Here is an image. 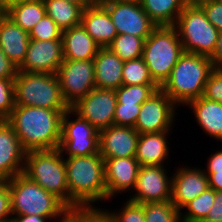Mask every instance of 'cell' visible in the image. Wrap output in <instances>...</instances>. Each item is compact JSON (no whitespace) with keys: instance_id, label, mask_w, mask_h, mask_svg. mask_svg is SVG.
<instances>
[{"instance_id":"681fc988","label":"cell","mask_w":222,"mask_h":222,"mask_svg":"<svg viewBox=\"0 0 222 222\" xmlns=\"http://www.w3.org/2000/svg\"><path fill=\"white\" fill-rule=\"evenodd\" d=\"M91 5H103L107 2L113 1V0H89Z\"/></svg>"},{"instance_id":"5b68a950","label":"cell","mask_w":222,"mask_h":222,"mask_svg":"<svg viewBox=\"0 0 222 222\" xmlns=\"http://www.w3.org/2000/svg\"><path fill=\"white\" fill-rule=\"evenodd\" d=\"M179 38L174 26H157L144 41L142 59L159 88L169 79L173 67L184 53Z\"/></svg>"},{"instance_id":"60d3db41","label":"cell","mask_w":222,"mask_h":222,"mask_svg":"<svg viewBox=\"0 0 222 222\" xmlns=\"http://www.w3.org/2000/svg\"><path fill=\"white\" fill-rule=\"evenodd\" d=\"M11 213V192L7 181H0V221L9 220ZM10 217V218H9Z\"/></svg>"},{"instance_id":"83f0119b","label":"cell","mask_w":222,"mask_h":222,"mask_svg":"<svg viewBox=\"0 0 222 222\" xmlns=\"http://www.w3.org/2000/svg\"><path fill=\"white\" fill-rule=\"evenodd\" d=\"M46 15L50 16L62 30L81 24L84 8L66 0H43Z\"/></svg>"},{"instance_id":"f1b7e54d","label":"cell","mask_w":222,"mask_h":222,"mask_svg":"<svg viewBox=\"0 0 222 222\" xmlns=\"http://www.w3.org/2000/svg\"><path fill=\"white\" fill-rule=\"evenodd\" d=\"M144 39L130 34H117L108 48L121 60L127 61L142 57Z\"/></svg>"},{"instance_id":"f546056e","label":"cell","mask_w":222,"mask_h":222,"mask_svg":"<svg viewBox=\"0 0 222 222\" xmlns=\"http://www.w3.org/2000/svg\"><path fill=\"white\" fill-rule=\"evenodd\" d=\"M215 193L214 189L208 187L198 197L188 202L184 206L188 213L181 215V222H202L214 204Z\"/></svg>"},{"instance_id":"ba28073f","label":"cell","mask_w":222,"mask_h":222,"mask_svg":"<svg viewBox=\"0 0 222 222\" xmlns=\"http://www.w3.org/2000/svg\"><path fill=\"white\" fill-rule=\"evenodd\" d=\"M184 52L212 57L215 53L219 30L207 19L197 3H187L174 25Z\"/></svg>"},{"instance_id":"52a82bcc","label":"cell","mask_w":222,"mask_h":222,"mask_svg":"<svg viewBox=\"0 0 222 222\" xmlns=\"http://www.w3.org/2000/svg\"><path fill=\"white\" fill-rule=\"evenodd\" d=\"M62 156L59 148L28 151L23 173L69 207L66 166Z\"/></svg>"},{"instance_id":"9a60e30c","label":"cell","mask_w":222,"mask_h":222,"mask_svg":"<svg viewBox=\"0 0 222 222\" xmlns=\"http://www.w3.org/2000/svg\"><path fill=\"white\" fill-rule=\"evenodd\" d=\"M64 60L62 39H30L26 57L18 71L29 73H57Z\"/></svg>"},{"instance_id":"7402d4cb","label":"cell","mask_w":222,"mask_h":222,"mask_svg":"<svg viewBox=\"0 0 222 222\" xmlns=\"http://www.w3.org/2000/svg\"><path fill=\"white\" fill-rule=\"evenodd\" d=\"M93 61L97 88L116 90L122 85V70L125 61L108 47L100 48Z\"/></svg>"},{"instance_id":"f5cc1de1","label":"cell","mask_w":222,"mask_h":222,"mask_svg":"<svg viewBox=\"0 0 222 222\" xmlns=\"http://www.w3.org/2000/svg\"><path fill=\"white\" fill-rule=\"evenodd\" d=\"M0 222H14L13 218L9 219V220H4V221H0Z\"/></svg>"},{"instance_id":"1f68e13d","label":"cell","mask_w":222,"mask_h":222,"mask_svg":"<svg viewBox=\"0 0 222 222\" xmlns=\"http://www.w3.org/2000/svg\"><path fill=\"white\" fill-rule=\"evenodd\" d=\"M155 84L142 57L127 60L122 70V85Z\"/></svg>"},{"instance_id":"7dc6e473","label":"cell","mask_w":222,"mask_h":222,"mask_svg":"<svg viewBox=\"0 0 222 222\" xmlns=\"http://www.w3.org/2000/svg\"><path fill=\"white\" fill-rule=\"evenodd\" d=\"M12 218L14 222H46V219H52V217H41L39 215H16Z\"/></svg>"},{"instance_id":"d6a6232c","label":"cell","mask_w":222,"mask_h":222,"mask_svg":"<svg viewBox=\"0 0 222 222\" xmlns=\"http://www.w3.org/2000/svg\"><path fill=\"white\" fill-rule=\"evenodd\" d=\"M158 89L156 84L121 85L115 90L117 103L142 104Z\"/></svg>"},{"instance_id":"bcb514c9","label":"cell","mask_w":222,"mask_h":222,"mask_svg":"<svg viewBox=\"0 0 222 222\" xmlns=\"http://www.w3.org/2000/svg\"><path fill=\"white\" fill-rule=\"evenodd\" d=\"M215 69L222 71V31L219 32L214 55L211 57Z\"/></svg>"},{"instance_id":"7a4b0ae2","label":"cell","mask_w":222,"mask_h":222,"mask_svg":"<svg viewBox=\"0 0 222 222\" xmlns=\"http://www.w3.org/2000/svg\"><path fill=\"white\" fill-rule=\"evenodd\" d=\"M65 166L69 207L89 206L97 200L108 199L104 159L99 153L67 157Z\"/></svg>"},{"instance_id":"2e32d148","label":"cell","mask_w":222,"mask_h":222,"mask_svg":"<svg viewBox=\"0 0 222 222\" xmlns=\"http://www.w3.org/2000/svg\"><path fill=\"white\" fill-rule=\"evenodd\" d=\"M26 153L13 127L6 120H0V181L23 173Z\"/></svg>"},{"instance_id":"ee69618b","label":"cell","mask_w":222,"mask_h":222,"mask_svg":"<svg viewBox=\"0 0 222 222\" xmlns=\"http://www.w3.org/2000/svg\"><path fill=\"white\" fill-rule=\"evenodd\" d=\"M207 172H222V150L210 157L208 160Z\"/></svg>"},{"instance_id":"ab89813d","label":"cell","mask_w":222,"mask_h":222,"mask_svg":"<svg viewBox=\"0 0 222 222\" xmlns=\"http://www.w3.org/2000/svg\"><path fill=\"white\" fill-rule=\"evenodd\" d=\"M204 11L208 21L222 31V2L217 0H202L197 3Z\"/></svg>"},{"instance_id":"c3c4849f","label":"cell","mask_w":222,"mask_h":222,"mask_svg":"<svg viewBox=\"0 0 222 222\" xmlns=\"http://www.w3.org/2000/svg\"><path fill=\"white\" fill-rule=\"evenodd\" d=\"M66 1L81 5L83 8H86L91 5L89 0H66Z\"/></svg>"},{"instance_id":"74e56055","label":"cell","mask_w":222,"mask_h":222,"mask_svg":"<svg viewBox=\"0 0 222 222\" xmlns=\"http://www.w3.org/2000/svg\"><path fill=\"white\" fill-rule=\"evenodd\" d=\"M124 206L121 212H111L113 222H145L144 206L142 203L128 200Z\"/></svg>"},{"instance_id":"8fae6325","label":"cell","mask_w":222,"mask_h":222,"mask_svg":"<svg viewBox=\"0 0 222 222\" xmlns=\"http://www.w3.org/2000/svg\"><path fill=\"white\" fill-rule=\"evenodd\" d=\"M117 105L116 91L95 87L85 97L77 100L70 109L87 120L98 131L114 125V114Z\"/></svg>"},{"instance_id":"7c38bea8","label":"cell","mask_w":222,"mask_h":222,"mask_svg":"<svg viewBox=\"0 0 222 222\" xmlns=\"http://www.w3.org/2000/svg\"><path fill=\"white\" fill-rule=\"evenodd\" d=\"M103 6L118 34H130L146 40L157 27L138 0H113Z\"/></svg>"},{"instance_id":"d6986e66","label":"cell","mask_w":222,"mask_h":222,"mask_svg":"<svg viewBox=\"0 0 222 222\" xmlns=\"http://www.w3.org/2000/svg\"><path fill=\"white\" fill-rule=\"evenodd\" d=\"M103 159L108 199L115 193L134 189L140 167L135 157Z\"/></svg>"},{"instance_id":"e575fe53","label":"cell","mask_w":222,"mask_h":222,"mask_svg":"<svg viewBox=\"0 0 222 222\" xmlns=\"http://www.w3.org/2000/svg\"><path fill=\"white\" fill-rule=\"evenodd\" d=\"M62 30L54 20L45 15L30 31L29 38L32 40H55L62 39Z\"/></svg>"},{"instance_id":"ffe728a7","label":"cell","mask_w":222,"mask_h":222,"mask_svg":"<svg viewBox=\"0 0 222 222\" xmlns=\"http://www.w3.org/2000/svg\"><path fill=\"white\" fill-rule=\"evenodd\" d=\"M29 42V32L2 13L0 15V47L17 68L25 60Z\"/></svg>"},{"instance_id":"7bdbcfd3","label":"cell","mask_w":222,"mask_h":222,"mask_svg":"<svg viewBox=\"0 0 222 222\" xmlns=\"http://www.w3.org/2000/svg\"><path fill=\"white\" fill-rule=\"evenodd\" d=\"M222 220V191H216L214 204L202 222H219Z\"/></svg>"},{"instance_id":"4316f807","label":"cell","mask_w":222,"mask_h":222,"mask_svg":"<svg viewBox=\"0 0 222 222\" xmlns=\"http://www.w3.org/2000/svg\"><path fill=\"white\" fill-rule=\"evenodd\" d=\"M157 26H174L187 4L185 0H138Z\"/></svg>"},{"instance_id":"e0dca14e","label":"cell","mask_w":222,"mask_h":222,"mask_svg":"<svg viewBox=\"0 0 222 222\" xmlns=\"http://www.w3.org/2000/svg\"><path fill=\"white\" fill-rule=\"evenodd\" d=\"M139 133L133 127L111 125L99 131L102 158L135 157Z\"/></svg>"},{"instance_id":"484cf974","label":"cell","mask_w":222,"mask_h":222,"mask_svg":"<svg viewBox=\"0 0 222 222\" xmlns=\"http://www.w3.org/2000/svg\"><path fill=\"white\" fill-rule=\"evenodd\" d=\"M187 105L193 109L202 129L217 140H222V104L201 96Z\"/></svg>"},{"instance_id":"4dcf8cb0","label":"cell","mask_w":222,"mask_h":222,"mask_svg":"<svg viewBox=\"0 0 222 222\" xmlns=\"http://www.w3.org/2000/svg\"><path fill=\"white\" fill-rule=\"evenodd\" d=\"M145 222H181V212L171 200L144 203Z\"/></svg>"},{"instance_id":"f6af8a7d","label":"cell","mask_w":222,"mask_h":222,"mask_svg":"<svg viewBox=\"0 0 222 222\" xmlns=\"http://www.w3.org/2000/svg\"><path fill=\"white\" fill-rule=\"evenodd\" d=\"M208 177L209 188L215 191H222V172H205Z\"/></svg>"},{"instance_id":"f907efd6","label":"cell","mask_w":222,"mask_h":222,"mask_svg":"<svg viewBox=\"0 0 222 222\" xmlns=\"http://www.w3.org/2000/svg\"><path fill=\"white\" fill-rule=\"evenodd\" d=\"M11 1H14V0H0V5L2 7H4L7 3L11 2Z\"/></svg>"},{"instance_id":"4fadbf2b","label":"cell","mask_w":222,"mask_h":222,"mask_svg":"<svg viewBox=\"0 0 222 222\" xmlns=\"http://www.w3.org/2000/svg\"><path fill=\"white\" fill-rule=\"evenodd\" d=\"M175 106L170 97L159 88L141 104L134 129L139 134L170 130L176 113Z\"/></svg>"},{"instance_id":"db71d44e","label":"cell","mask_w":222,"mask_h":222,"mask_svg":"<svg viewBox=\"0 0 222 222\" xmlns=\"http://www.w3.org/2000/svg\"><path fill=\"white\" fill-rule=\"evenodd\" d=\"M3 13V7L0 5V15Z\"/></svg>"},{"instance_id":"603a6c76","label":"cell","mask_w":222,"mask_h":222,"mask_svg":"<svg viewBox=\"0 0 222 222\" xmlns=\"http://www.w3.org/2000/svg\"><path fill=\"white\" fill-rule=\"evenodd\" d=\"M64 59L90 60L94 59L101 48L87 33L82 24L62 31Z\"/></svg>"},{"instance_id":"30bf717a","label":"cell","mask_w":222,"mask_h":222,"mask_svg":"<svg viewBox=\"0 0 222 222\" xmlns=\"http://www.w3.org/2000/svg\"><path fill=\"white\" fill-rule=\"evenodd\" d=\"M56 74L62 97L69 107L96 87L93 59H64Z\"/></svg>"},{"instance_id":"11a10c76","label":"cell","mask_w":222,"mask_h":222,"mask_svg":"<svg viewBox=\"0 0 222 222\" xmlns=\"http://www.w3.org/2000/svg\"><path fill=\"white\" fill-rule=\"evenodd\" d=\"M60 222H69L67 219H61Z\"/></svg>"},{"instance_id":"5bb4252c","label":"cell","mask_w":222,"mask_h":222,"mask_svg":"<svg viewBox=\"0 0 222 222\" xmlns=\"http://www.w3.org/2000/svg\"><path fill=\"white\" fill-rule=\"evenodd\" d=\"M168 179L164 166H140L134 187L137 193L129 200L142 204L171 200L172 177Z\"/></svg>"},{"instance_id":"44dd1931","label":"cell","mask_w":222,"mask_h":222,"mask_svg":"<svg viewBox=\"0 0 222 222\" xmlns=\"http://www.w3.org/2000/svg\"><path fill=\"white\" fill-rule=\"evenodd\" d=\"M81 24L101 48L108 47L118 34L110 14L103 5L84 8Z\"/></svg>"},{"instance_id":"ac0fdd59","label":"cell","mask_w":222,"mask_h":222,"mask_svg":"<svg viewBox=\"0 0 222 222\" xmlns=\"http://www.w3.org/2000/svg\"><path fill=\"white\" fill-rule=\"evenodd\" d=\"M208 187L205 170L182 167L173 174L171 202L181 211L188 202L198 197Z\"/></svg>"},{"instance_id":"d590c367","label":"cell","mask_w":222,"mask_h":222,"mask_svg":"<svg viewBox=\"0 0 222 222\" xmlns=\"http://www.w3.org/2000/svg\"><path fill=\"white\" fill-rule=\"evenodd\" d=\"M14 107V79H0V120H6Z\"/></svg>"},{"instance_id":"816d5d0a","label":"cell","mask_w":222,"mask_h":222,"mask_svg":"<svg viewBox=\"0 0 222 222\" xmlns=\"http://www.w3.org/2000/svg\"><path fill=\"white\" fill-rule=\"evenodd\" d=\"M202 0H185L186 3H199Z\"/></svg>"},{"instance_id":"836d02e7","label":"cell","mask_w":222,"mask_h":222,"mask_svg":"<svg viewBox=\"0 0 222 222\" xmlns=\"http://www.w3.org/2000/svg\"><path fill=\"white\" fill-rule=\"evenodd\" d=\"M66 219L69 222H113L111 212L92 205L68 207Z\"/></svg>"},{"instance_id":"d4e9b609","label":"cell","mask_w":222,"mask_h":222,"mask_svg":"<svg viewBox=\"0 0 222 222\" xmlns=\"http://www.w3.org/2000/svg\"><path fill=\"white\" fill-rule=\"evenodd\" d=\"M3 13L29 32L45 15L43 0H14L3 7Z\"/></svg>"},{"instance_id":"cb8c5ba5","label":"cell","mask_w":222,"mask_h":222,"mask_svg":"<svg viewBox=\"0 0 222 222\" xmlns=\"http://www.w3.org/2000/svg\"><path fill=\"white\" fill-rule=\"evenodd\" d=\"M169 131L140 134L135 158L140 166H163L168 157L166 134Z\"/></svg>"},{"instance_id":"8992f818","label":"cell","mask_w":222,"mask_h":222,"mask_svg":"<svg viewBox=\"0 0 222 222\" xmlns=\"http://www.w3.org/2000/svg\"><path fill=\"white\" fill-rule=\"evenodd\" d=\"M15 106H34L53 110H68L56 73L18 71L14 79Z\"/></svg>"},{"instance_id":"8d00e7d4","label":"cell","mask_w":222,"mask_h":222,"mask_svg":"<svg viewBox=\"0 0 222 222\" xmlns=\"http://www.w3.org/2000/svg\"><path fill=\"white\" fill-rule=\"evenodd\" d=\"M140 110L141 104L117 103L114 125L134 128Z\"/></svg>"},{"instance_id":"f35d334b","label":"cell","mask_w":222,"mask_h":222,"mask_svg":"<svg viewBox=\"0 0 222 222\" xmlns=\"http://www.w3.org/2000/svg\"><path fill=\"white\" fill-rule=\"evenodd\" d=\"M203 97L222 104V71L214 69L210 73Z\"/></svg>"},{"instance_id":"6da1fadb","label":"cell","mask_w":222,"mask_h":222,"mask_svg":"<svg viewBox=\"0 0 222 222\" xmlns=\"http://www.w3.org/2000/svg\"><path fill=\"white\" fill-rule=\"evenodd\" d=\"M67 110L15 106L6 121L13 127L22 147L32 150L59 148L62 118Z\"/></svg>"},{"instance_id":"b9f144b4","label":"cell","mask_w":222,"mask_h":222,"mask_svg":"<svg viewBox=\"0 0 222 222\" xmlns=\"http://www.w3.org/2000/svg\"><path fill=\"white\" fill-rule=\"evenodd\" d=\"M17 66L6 56L0 47V79H15Z\"/></svg>"},{"instance_id":"277c9868","label":"cell","mask_w":222,"mask_h":222,"mask_svg":"<svg viewBox=\"0 0 222 222\" xmlns=\"http://www.w3.org/2000/svg\"><path fill=\"white\" fill-rule=\"evenodd\" d=\"M11 192L12 215H39L66 219L68 206L24 173L7 180Z\"/></svg>"},{"instance_id":"3957f363","label":"cell","mask_w":222,"mask_h":222,"mask_svg":"<svg viewBox=\"0 0 222 222\" xmlns=\"http://www.w3.org/2000/svg\"><path fill=\"white\" fill-rule=\"evenodd\" d=\"M210 57L184 52L161 89L177 105L203 96L205 84L214 70Z\"/></svg>"},{"instance_id":"9c48e42d","label":"cell","mask_w":222,"mask_h":222,"mask_svg":"<svg viewBox=\"0 0 222 222\" xmlns=\"http://www.w3.org/2000/svg\"><path fill=\"white\" fill-rule=\"evenodd\" d=\"M70 114L72 110L68 109L62 118L59 149L62 153L66 150L68 157L99 153V131L78 115L76 120H69Z\"/></svg>"}]
</instances>
